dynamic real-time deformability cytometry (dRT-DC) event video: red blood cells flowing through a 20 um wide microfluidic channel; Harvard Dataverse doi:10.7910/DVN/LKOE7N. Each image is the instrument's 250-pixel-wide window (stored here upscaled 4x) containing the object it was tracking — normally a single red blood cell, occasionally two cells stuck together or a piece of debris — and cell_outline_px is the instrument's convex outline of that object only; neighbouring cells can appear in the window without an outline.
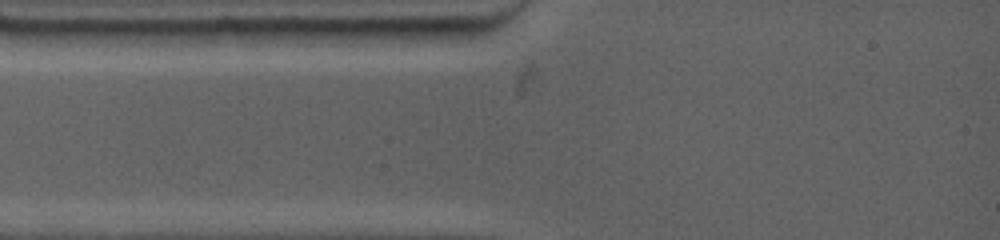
{"species": "common noctule bat (a hibernating species)", "species_latin": "Nyctalus noctula", "temperature_condition": "warm", "stored_images_in_passage": 1, "camera_frame_rate_fps": 4500, "um_per_image_px": 0.085, "animal": {"sex": "female", "body_mass_g": 19.0, "forearm_length_mm": 53.3}, "frame": {"image": 1, "passage_image": 1, "time_ms": 0.0, "image_size_px": [1000, 240], "cell_outline_px": [[332, 28], [320, 44], [256, 48], [212, 48], [208, 32], [216, 28]], "centroid_in_image_um": [22.59, 3.17], "position_along_channel_um": 62.4, "area_um2": 15.61}}